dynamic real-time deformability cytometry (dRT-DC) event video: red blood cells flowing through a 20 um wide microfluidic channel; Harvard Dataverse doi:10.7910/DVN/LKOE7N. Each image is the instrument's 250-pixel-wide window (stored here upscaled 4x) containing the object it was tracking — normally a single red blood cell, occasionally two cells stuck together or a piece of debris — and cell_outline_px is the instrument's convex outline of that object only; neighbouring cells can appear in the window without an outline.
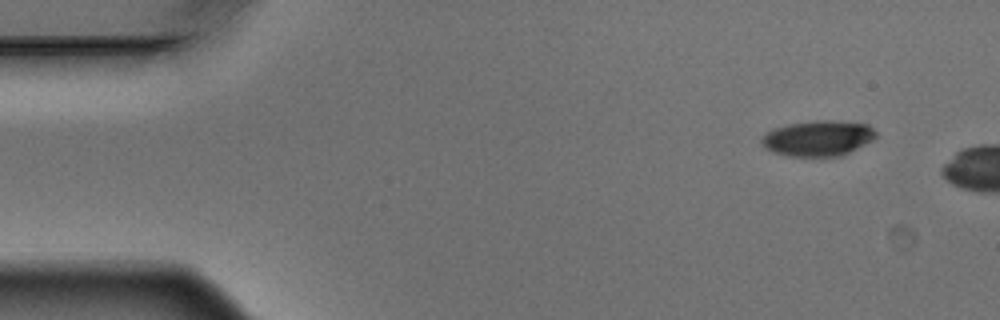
{"species": "Egyptian fruit bat (a non-hibernating species)", "species_latin": "Rousettus aegyptiacus", "temperature_condition": "warm", "stored_images_in_passage": 3, "camera_frame_rate_fps": 3000, "um_per_image_px": 0.085, "animal": {"sex": "male"}, "frame": {"image": 1, "passage_image": 1, "time_ms": 0.0, "image_size_px": [1000, 320], "cell_outline_px": [[876, 136], [872, 140], [840, 156], [788, 156], [772, 152], [760, 140], [772, 128], [788, 124], [816, 120], [832, 120], [868, 124], [876, 132]], "centroid_in_image_um": [69.53, 11.74], "position_along_channel_um": 15.5, "area_um2": 23.41}}